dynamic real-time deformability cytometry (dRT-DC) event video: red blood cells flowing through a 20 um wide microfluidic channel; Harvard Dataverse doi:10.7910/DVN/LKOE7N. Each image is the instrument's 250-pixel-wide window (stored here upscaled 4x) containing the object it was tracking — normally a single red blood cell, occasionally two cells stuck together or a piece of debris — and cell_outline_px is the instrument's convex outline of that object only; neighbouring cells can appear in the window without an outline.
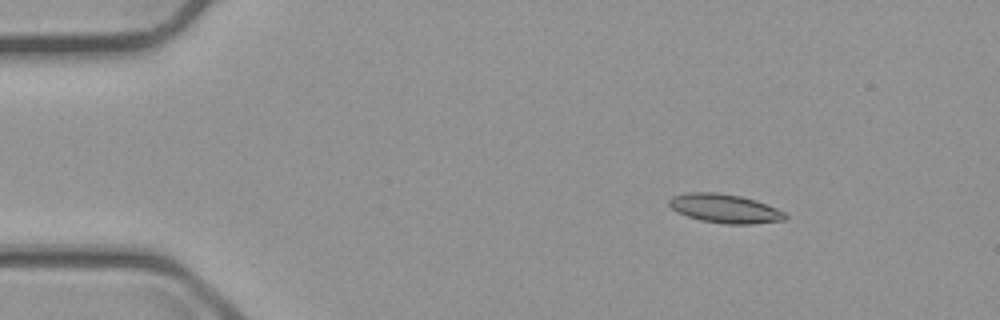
{"species": "common noctule bat (a hibernating species)", "species_latin": "Nyctalus noctula", "temperature_condition": "cold", "stored_images_in_passage": 4, "camera_frame_rate_fps": 3000, "um_per_image_px": 0.085, "animal": {"sex": "male", "body_mass_g": 23.1, "forearm_length_mm": 52.7}, "frame": {"image": 1, "passage_image": 2, "time_ms": 1.0, "image_size_px": [1000, 320], "cell_outline_px": [[788, 216], [784, 220], [752, 224], [724, 224], [700, 220], [688, 216], [672, 208], [668, 204], [668, 200], [672, 196], [688, 192], [720, 192], [740, 196], [756, 200], [776, 208], [784, 212]], "centroid_in_image_um": [61.61, 17.72], "position_along_channel_um": 23.4, "area_um2": 19.54}}